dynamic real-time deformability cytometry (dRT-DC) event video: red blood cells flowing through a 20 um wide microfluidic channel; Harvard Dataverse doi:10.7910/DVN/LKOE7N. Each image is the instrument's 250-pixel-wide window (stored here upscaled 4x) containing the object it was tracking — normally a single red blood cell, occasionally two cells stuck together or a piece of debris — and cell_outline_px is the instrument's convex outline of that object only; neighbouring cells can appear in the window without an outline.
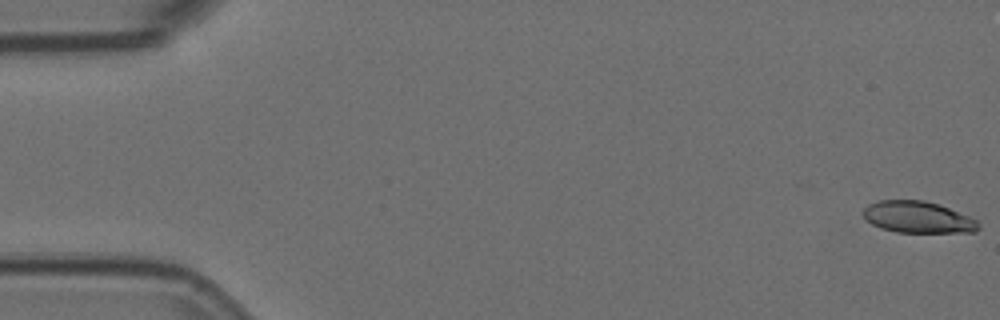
{"species": "Egyptian fruit bat (a non-hibernating species)", "species_latin": "Rousettus aegyptiacus", "temperature_condition": "room temperature", "stored_images_in_passage": 8, "camera_frame_rate_fps": 3000, "um_per_image_px": 0.085, "animal": {"sex": "female"}, "frame": {"image": 1, "passage_image": 1, "time_ms": 0.0, "image_size_px": [1000, 320], "cell_outline_px": [[980, 228], [976, 232], [896, 232], [880, 228], [872, 224], [860, 212], [868, 204], [880, 200], [924, 200], [940, 204], [968, 216], [976, 220], [980, 224]], "centroid_in_image_um": [78.01, 18.45], "position_along_channel_um": 7.0, "area_um2": 21.33}}
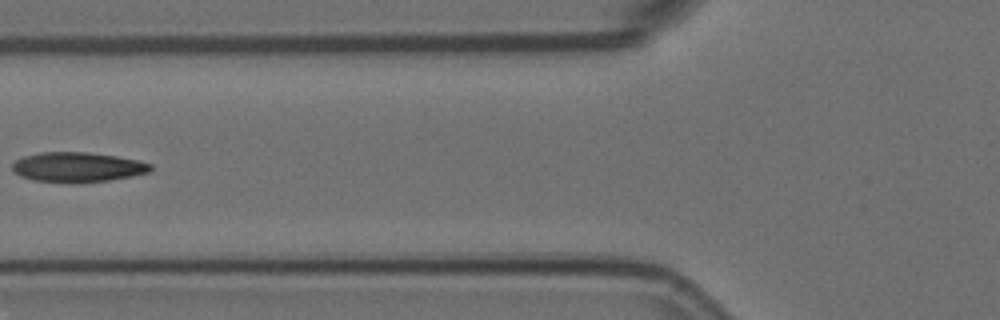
{"frame": {"image": 2, "passage_image": 7, "time_ms": 2.0, "image_size_px": [1000, 320], "cell_outline_px": [[152, 168], [148, 172], [132, 176], [108, 180], [80, 184], [72, 184], [32, 180], [20, 176], [12, 172], [12, 164], [16, 160], [24, 156], [40, 152], [88, 152], [116, 156], [136, 160], [152, 164]], "centroid_in_image_um": [6.55, 14.22], "position_along_channel_um": 119.3, "area_um2": 24.39}}
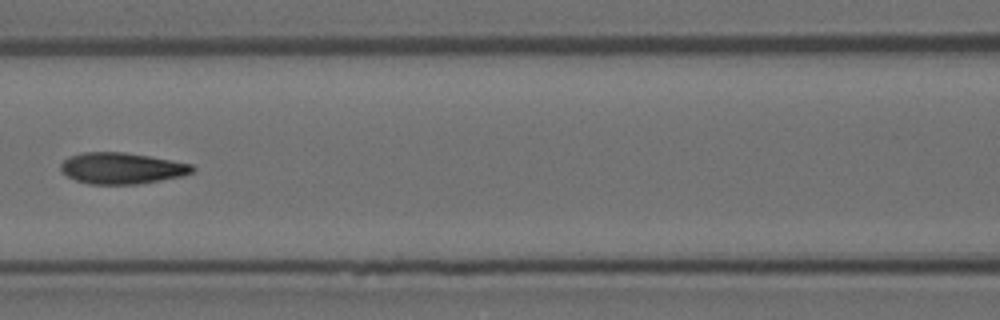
{"frame": {"image": 3, "passage_image": 8, "time_ms": 2.333, "image_size_px": [1000, 320], "cell_outline_px": [[196, 168], [192, 172], [184, 176], [140, 184], [88, 184], [76, 180], [68, 176], [60, 168], [60, 164], [68, 156], [84, 152], [124, 152], [172, 160], [192, 164]], "centroid_in_image_um": [10.37, 14.3], "position_along_channel_um": 156.2, "area_um2": 24.04}}